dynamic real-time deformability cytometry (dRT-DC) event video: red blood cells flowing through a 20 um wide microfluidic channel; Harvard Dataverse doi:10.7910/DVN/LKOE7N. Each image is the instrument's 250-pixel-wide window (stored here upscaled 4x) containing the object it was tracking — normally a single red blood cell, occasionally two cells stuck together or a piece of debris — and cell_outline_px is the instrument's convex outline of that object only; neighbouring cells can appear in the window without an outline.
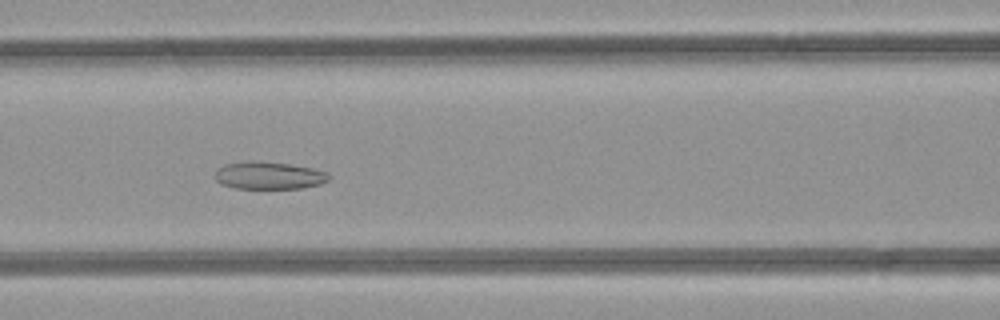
{"species": "common noctule bat (a hibernating species)", "species_latin": "Nyctalus noctula", "temperature_condition": "room temperature", "stored_images_in_passage": 36, "camera_frame_rate_fps": 3000, "um_per_image_px": 0.085, "animal": {"sex": "female", "body_mass_g": 21.9}, "frame": {"image": 1, "passage_image": 18, "time_ms": 5.667, "image_size_px": [1000, 320], "cell_outline_px": [[332, 176], [328, 180], [320, 184], [300, 188], [236, 188], [220, 184], [212, 176], [216, 168], [224, 164], [244, 160], [260, 160], [288, 164], [312, 168], [328, 172]], "centroid_in_image_um": [22.79, 14.89], "position_along_channel_um": 143.8, "area_um2": 18.67}}
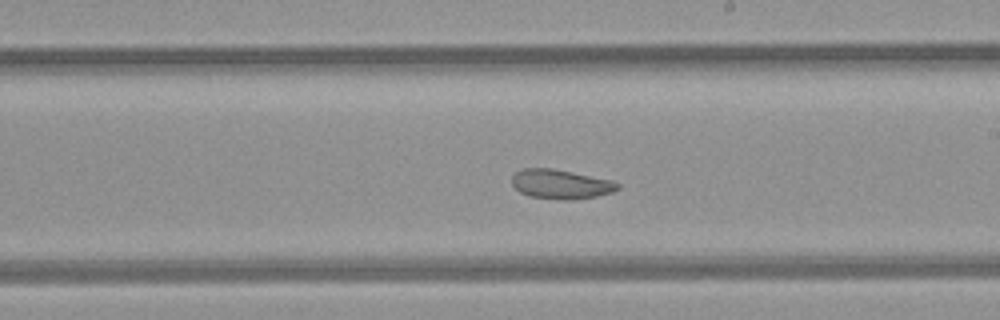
{"frame": {"image": 2, "passage_image": 25, "time_ms": 8.0, "image_size_px": [1000, 320], "cell_outline_px": [[620, 188], [612, 192], [596, 196], [568, 200], [560, 200], [528, 196], [520, 192], [512, 184], [512, 176], [516, 172], [524, 168], [552, 168], [612, 180], [620, 184]], "centroid_in_image_um": [47.66, 15.65], "position_along_channel_um": 241.3, "area_um2": 18.09}}
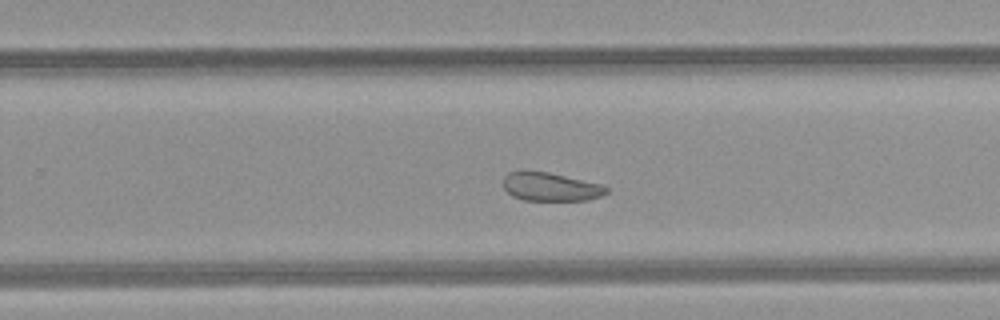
{"frame": {"image": 3, "passage_image": 28, "time_ms": 9.0, "image_size_px": [1000, 320], "cell_outline_px": [[608, 192], [600, 196], [588, 200], [524, 200], [512, 196], [500, 184], [504, 176], [508, 172], [524, 168], [548, 172], [604, 184], [608, 188]], "centroid_in_image_um": [46.74, 15.84], "position_along_channel_um": 283.1, "area_um2": 17.74}, "authors_computed_cell_mechanics": {"area_um2": 20.4901, "velocity_mm_per_s": 4.1928, "shape_relaxation_time_tau1_ms": null, "shape_relaxation_time_tau2_ms": 3.6416, "deformation_change_tau1": null, "deformation_change_tau2": 0.1105}}